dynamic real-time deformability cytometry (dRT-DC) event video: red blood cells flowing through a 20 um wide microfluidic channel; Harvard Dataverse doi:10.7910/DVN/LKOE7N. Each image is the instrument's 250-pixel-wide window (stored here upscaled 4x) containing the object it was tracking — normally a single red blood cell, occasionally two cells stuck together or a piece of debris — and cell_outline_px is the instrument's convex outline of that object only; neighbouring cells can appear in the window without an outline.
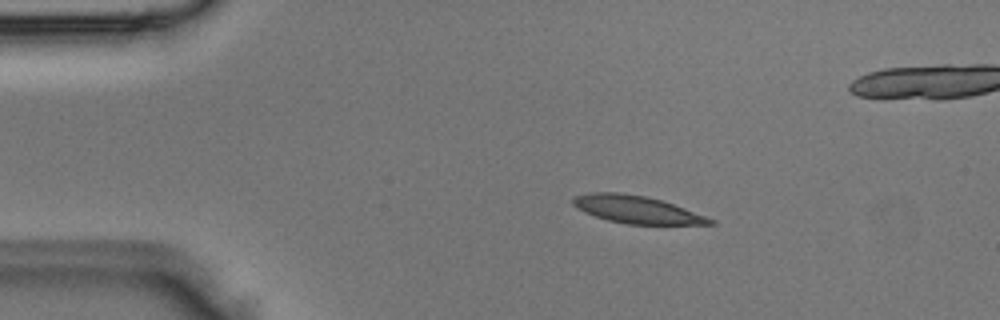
{"species": "Egyptian fruit bat (a non-hibernating species)", "species_latin": "Rousettus aegyptiacus", "temperature_condition": "room temperature", "stored_images_in_passage": 4, "camera_frame_rate_fps": 3000, "um_per_image_px": 0.085, "animal": {"sex": "male"}, "frame": {"image": 1, "passage_image": 2, "time_ms": 0.333, "image_size_px": [1000, 320], "cell_outline_px": [[716, 224], [628, 224], [608, 220], [584, 212], [576, 208], [572, 204], [572, 200], [576, 196], [588, 192], [620, 192], [644, 196], [660, 200], [684, 208], [716, 220]], "centroid_in_image_um": [54.09, 17.8], "position_along_channel_um": 30.9, "area_um2": 21.73}}